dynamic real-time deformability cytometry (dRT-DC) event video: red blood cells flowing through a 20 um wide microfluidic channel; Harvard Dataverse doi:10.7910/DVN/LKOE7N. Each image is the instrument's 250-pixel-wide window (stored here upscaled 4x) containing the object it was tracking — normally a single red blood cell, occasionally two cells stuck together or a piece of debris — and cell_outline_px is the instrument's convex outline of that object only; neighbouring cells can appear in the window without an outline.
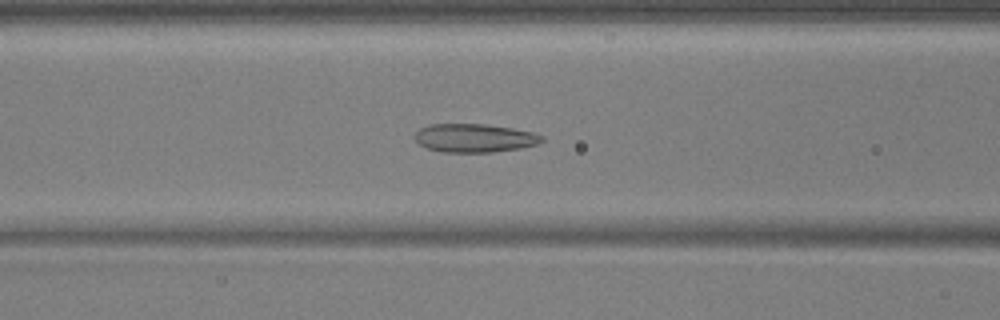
{"species": "common noctule bat (a hibernating species)", "species_latin": "Nyctalus noctula", "temperature_condition": "warm", "stored_images_in_passage": 55, "camera_frame_rate_fps": 3000, "um_per_image_px": 0.085, "animal": {"sex": "male", "body_mass_g": 17.9, "forearm_length_mm": 54.2}, "frame": {"image": 1, "passage_image": 23, "time_ms": 7.333, "image_size_px": [1000, 320], "cell_outline_px": [[544, 140], [536, 144], [520, 148], [492, 152], [444, 152], [428, 148], [420, 144], [416, 140], [416, 132], [420, 128], [428, 124], [484, 124], [512, 128], [536, 132], [544, 136]], "centroid_in_image_um": [40.37, 11.72], "position_along_channel_um": 126.2, "area_um2": 21.04}}
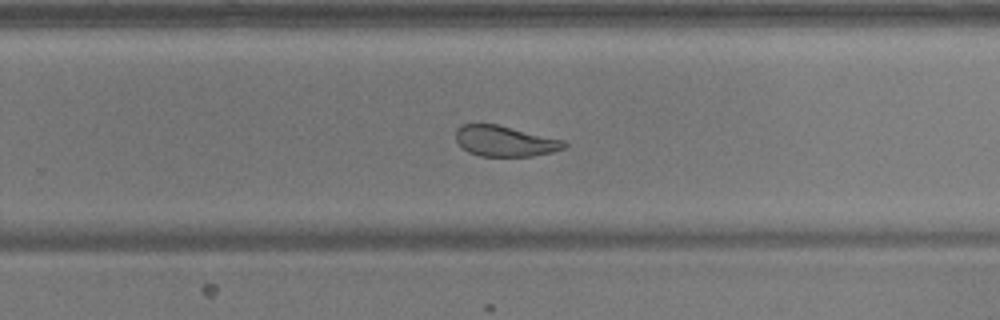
{"frame": {"image": 2, "passage_image": 36, "time_ms": 11.667, "image_size_px": [1000, 320], "cell_outline_px": [[568, 144], [564, 148], [552, 152], [532, 156], [480, 156], [468, 152], [456, 140], [456, 128], [464, 124], [496, 124], [564, 140]], "centroid_in_image_um": [42.92, 12.0], "position_along_channel_um": 286.9, "area_um2": 19.19}}
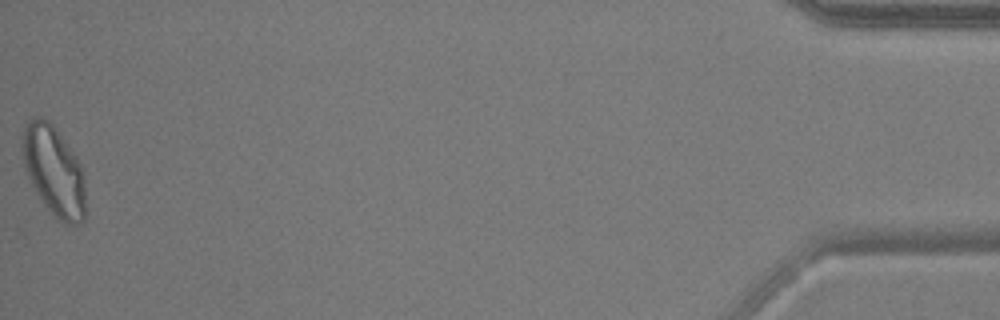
{"frame": {"image": 3, "passage_image": 55, "time_ms": 18.0, "image_size_px": [1000, 320], "cell_outline_px": [[84, 220], [80, 224], [64, 224], [56, 220], [40, 200], [24, 168], [20, 136], [28, 120], [32, 116], [40, 116], [48, 120], [52, 124], [76, 156], [84, 172]], "centroid_in_image_um": [4.55, 14.52], "position_along_channel_um": 430.7, "area_um2": 33.47}, "authors_computed_cell_mechanics": {"area_um2": 24.2182, "velocity_mm_per_s": 3.711, "shape_relaxation_time_tau1_ms": null, "shape_relaxation_time_tau2_ms": 1.802, "deformation_change_tau1": null, "deformation_change_tau2": 0.0859}}